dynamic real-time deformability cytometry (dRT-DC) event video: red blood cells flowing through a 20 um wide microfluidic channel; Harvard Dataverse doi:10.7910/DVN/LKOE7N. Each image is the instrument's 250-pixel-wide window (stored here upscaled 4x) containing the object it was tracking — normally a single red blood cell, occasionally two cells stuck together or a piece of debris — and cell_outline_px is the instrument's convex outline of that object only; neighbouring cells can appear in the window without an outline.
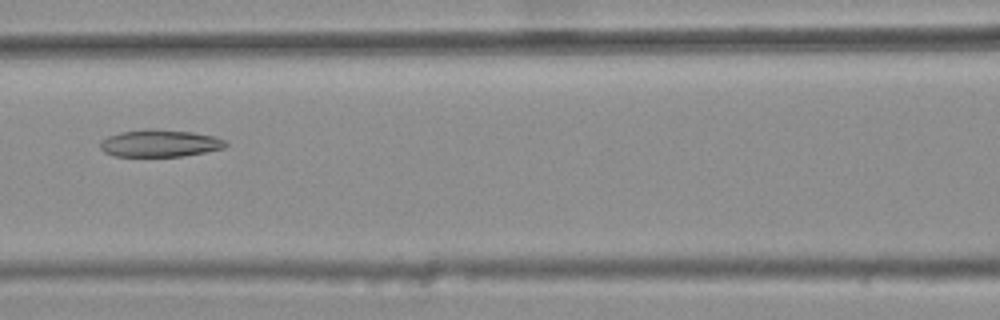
{"species": "common noctule bat (a hibernating species)", "species_latin": "Nyctalus noctula", "temperature_condition": "warm", "stored_images_in_passage": 7, "camera_frame_rate_fps": 3000, "um_per_image_px": 0.085, "animal": {"sex": "female", "body_mass_g": 25.1}, "frame": {"image": 1, "passage_image": 7, "time_ms": 2.0, "image_size_px": [1000, 320], "cell_outline_px": [[228, 144], [224, 148], [184, 156], [112, 156], [104, 152], [100, 148], [100, 140], [108, 136], [120, 132], [148, 128], [152, 128], [192, 132], [216, 136], [224, 140]], "centroid_in_image_um": [13.57, 12.17], "position_along_channel_um": 153.0, "area_um2": 20.06}}